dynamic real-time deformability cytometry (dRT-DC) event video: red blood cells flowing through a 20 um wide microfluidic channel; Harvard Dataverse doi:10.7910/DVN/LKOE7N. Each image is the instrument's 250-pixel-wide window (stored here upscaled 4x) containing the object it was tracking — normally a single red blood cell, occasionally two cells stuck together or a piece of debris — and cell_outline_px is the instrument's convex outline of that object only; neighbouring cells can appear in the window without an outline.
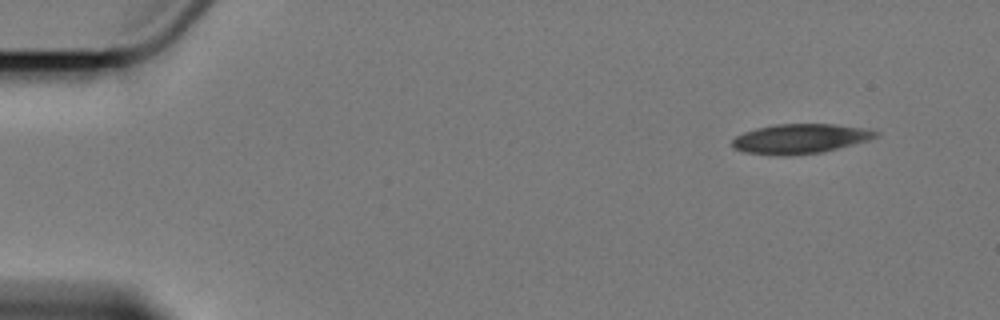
{"species": "Egyptian fruit bat (a non-hibernating species)", "species_latin": "Rousettus aegyptiacus", "temperature_condition": "cold", "stored_images_in_passage": 4, "camera_frame_rate_fps": 3000, "um_per_image_px": 0.085, "animal": {"sex": "female"}, "frame": {"image": 1, "passage_image": 1, "time_ms": 0.0, "image_size_px": [1000, 320], "cell_outline_px": [[880, 132], [876, 136], [868, 140], [820, 152], [788, 156], [744, 152], [732, 148], [732, 140], [736, 136], [744, 132], [756, 128], [776, 124], [832, 124], [868, 128]], "centroid_in_image_um": [67.99, 11.78], "position_along_channel_um": 17.0, "area_um2": 24.62}}